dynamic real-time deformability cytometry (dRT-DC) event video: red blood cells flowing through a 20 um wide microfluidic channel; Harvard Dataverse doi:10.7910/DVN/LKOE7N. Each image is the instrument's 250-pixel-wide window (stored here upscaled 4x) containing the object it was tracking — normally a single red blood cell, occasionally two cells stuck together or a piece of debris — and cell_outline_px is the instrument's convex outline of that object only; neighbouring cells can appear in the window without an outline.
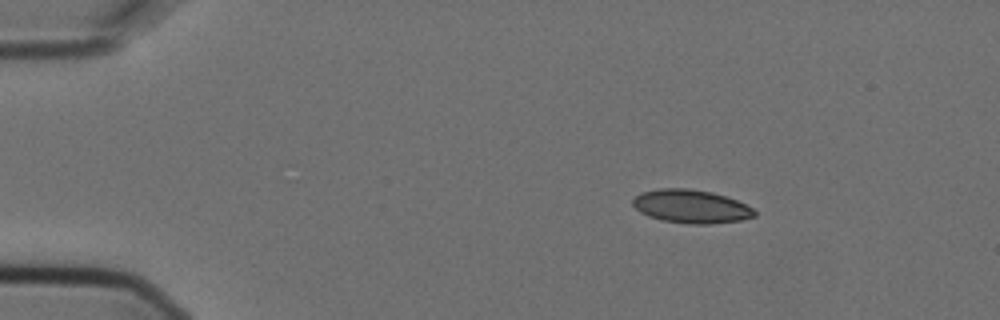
{"species": "Egyptian fruit bat (a non-hibernating species)", "species_latin": "Rousettus aegyptiacus", "temperature_condition": "cold", "stored_images_in_passage": 3, "camera_frame_rate_fps": 3000, "um_per_image_px": 0.085, "animal": {"sex": "female"}, "frame": {"image": 1, "passage_image": 1, "time_ms": 0.0, "image_size_px": [1000, 320], "cell_outline_px": [[756, 216], [740, 220], [708, 224], [688, 224], [664, 220], [648, 216], [640, 212], [632, 204], [632, 200], [640, 192], [656, 188], [688, 188], [712, 192], [736, 200], [752, 208], [756, 212]], "centroid_in_image_um": [58.71, 17.53], "position_along_channel_um": 26.3, "area_um2": 23.64}}